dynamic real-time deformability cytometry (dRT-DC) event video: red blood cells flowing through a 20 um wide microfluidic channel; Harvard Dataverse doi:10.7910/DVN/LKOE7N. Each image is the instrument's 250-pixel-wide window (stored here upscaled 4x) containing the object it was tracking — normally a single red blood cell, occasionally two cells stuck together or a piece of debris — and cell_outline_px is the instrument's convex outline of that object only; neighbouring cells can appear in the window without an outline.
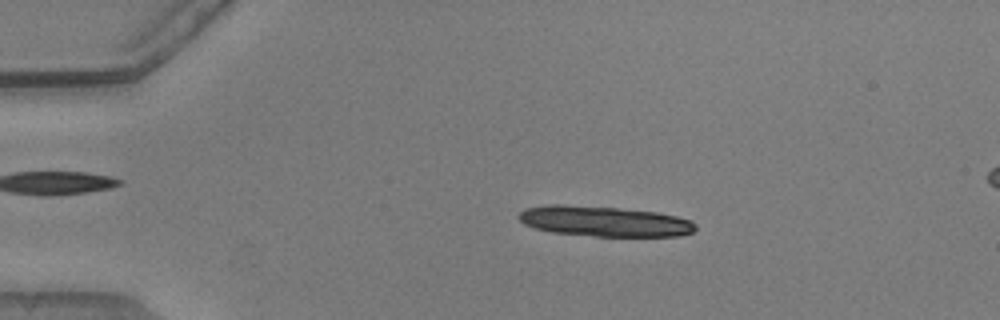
{"species": "common noctule bat (a hibernating species)", "species_latin": "Nyctalus noctula", "temperature_condition": "warm", "stored_images_in_passage": 30, "camera_frame_rate_fps": 3000, "um_per_image_px": 0.085, "animal": {"sex": "male", "body_mass_g": 20.5, "forearm_length_mm": 52.5}, "frame": {"image": 1, "passage_image": 7, "time_ms": 2.0, "image_size_px": [1000, 320], "cell_outline_px": [[696, 228], [692, 232], [680, 236], [596, 236], [552, 232], [536, 228], [524, 224], [516, 216], [524, 208], [548, 204], [564, 204], [616, 208], [656, 212], [676, 216], [692, 220], [696, 224]], "centroid_in_image_um": [51.35, 18.8], "position_along_channel_um": 33.7, "area_um2": 31.27}}
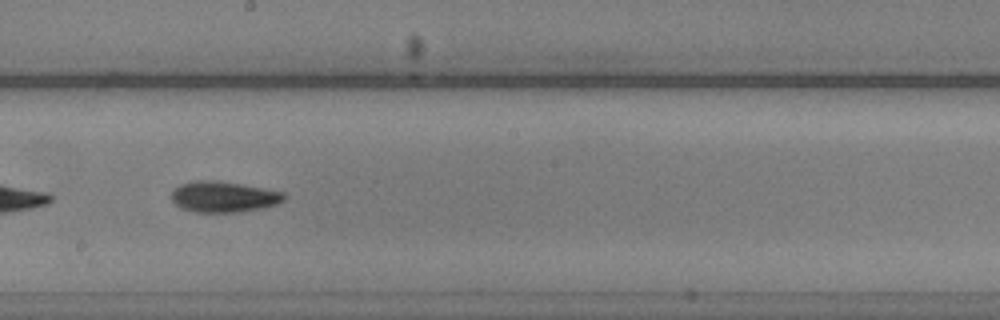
{"frame": {"image": 2, "passage_image": 27, "time_ms": 8.667, "image_size_px": [1000, 320], "cell_outline_px": [[284, 200], [276, 204], [264, 208], [240, 212], [196, 212], [180, 208], [172, 200], [172, 188], [180, 184], [196, 180], [216, 180], [264, 188], [284, 192]], "centroid_in_image_um": [18.98, 16.72], "position_along_channel_um": 229.2, "area_um2": 20.35}}
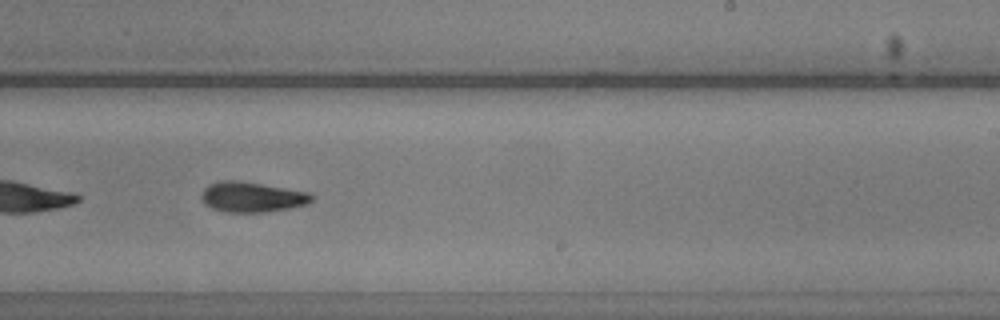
{"frame": {"image": 3, "passage_image": 30, "time_ms": 9.667, "image_size_px": [1000, 320], "cell_outline_px": [[312, 200], [308, 204], [268, 212], [224, 212], [212, 208], [204, 204], [200, 196], [204, 188], [208, 184], [220, 180], [236, 180], [312, 192]], "centroid_in_image_um": [21.4, 16.74], "position_along_channel_um": 267.6, "area_um2": 19.59}}